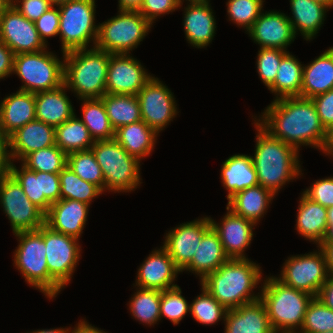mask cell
Here are the masks:
<instances>
[{
    "instance_id": "obj_1",
    "label": "cell",
    "mask_w": 333,
    "mask_h": 333,
    "mask_svg": "<svg viewBox=\"0 0 333 333\" xmlns=\"http://www.w3.org/2000/svg\"><path fill=\"white\" fill-rule=\"evenodd\" d=\"M254 119L273 137L300 151L309 146L327 151L330 134L322 126L312 99L286 97L273 100Z\"/></svg>"
},
{
    "instance_id": "obj_2",
    "label": "cell",
    "mask_w": 333,
    "mask_h": 333,
    "mask_svg": "<svg viewBox=\"0 0 333 333\" xmlns=\"http://www.w3.org/2000/svg\"><path fill=\"white\" fill-rule=\"evenodd\" d=\"M257 130L255 152L252 157L259 185L277 195L291 180L302 176L299 151L273 137L254 118Z\"/></svg>"
},
{
    "instance_id": "obj_3",
    "label": "cell",
    "mask_w": 333,
    "mask_h": 333,
    "mask_svg": "<svg viewBox=\"0 0 333 333\" xmlns=\"http://www.w3.org/2000/svg\"><path fill=\"white\" fill-rule=\"evenodd\" d=\"M259 264L250 259H229L216 271L207 274L200 284L227 310L260 299L254 289L262 280Z\"/></svg>"
},
{
    "instance_id": "obj_4",
    "label": "cell",
    "mask_w": 333,
    "mask_h": 333,
    "mask_svg": "<svg viewBox=\"0 0 333 333\" xmlns=\"http://www.w3.org/2000/svg\"><path fill=\"white\" fill-rule=\"evenodd\" d=\"M62 56L64 84L78 99L101 98L106 93L108 52L92 46Z\"/></svg>"
},
{
    "instance_id": "obj_5",
    "label": "cell",
    "mask_w": 333,
    "mask_h": 333,
    "mask_svg": "<svg viewBox=\"0 0 333 333\" xmlns=\"http://www.w3.org/2000/svg\"><path fill=\"white\" fill-rule=\"evenodd\" d=\"M260 291L270 324L275 333L300 331L313 296L285 285L275 276H266Z\"/></svg>"
},
{
    "instance_id": "obj_6",
    "label": "cell",
    "mask_w": 333,
    "mask_h": 333,
    "mask_svg": "<svg viewBox=\"0 0 333 333\" xmlns=\"http://www.w3.org/2000/svg\"><path fill=\"white\" fill-rule=\"evenodd\" d=\"M19 244L14 252V265L25 281L39 289L49 300L63 289L49 274L46 262V247L43 240V225L35 231L16 232Z\"/></svg>"
},
{
    "instance_id": "obj_7",
    "label": "cell",
    "mask_w": 333,
    "mask_h": 333,
    "mask_svg": "<svg viewBox=\"0 0 333 333\" xmlns=\"http://www.w3.org/2000/svg\"><path fill=\"white\" fill-rule=\"evenodd\" d=\"M105 180V192H131L141 185L140 163L115 139L94 141L90 148Z\"/></svg>"
},
{
    "instance_id": "obj_8",
    "label": "cell",
    "mask_w": 333,
    "mask_h": 333,
    "mask_svg": "<svg viewBox=\"0 0 333 333\" xmlns=\"http://www.w3.org/2000/svg\"><path fill=\"white\" fill-rule=\"evenodd\" d=\"M95 3V0H70L58 5L62 53L88 48L90 43L95 47L99 27L95 23Z\"/></svg>"
},
{
    "instance_id": "obj_9",
    "label": "cell",
    "mask_w": 333,
    "mask_h": 333,
    "mask_svg": "<svg viewBox=\"0 0 333 333\" xmlns=\"http://www.w3.org/2000/svg\"><path fill=\"white\" fill-rule=\"evenodd\" d=\"M152 24L137 11H118L99 23L95 47L109 54H131L151 30Z\"/></svg>"
},
{
    "instance_id": "obj_10",
    "label": "cell",
    "mask_w": 333,
    "mask_h": 333,
    "mask_svg": "<svg viewBox=\"0 0 333 333\" xmlns=\"http://www.w3.org/2000/svg\"><path fill=\"white\" fill-rule=\"evenodd\" d=\"M24 83L21 91L37 93L64 84V60L46 49L14 55L13 72Z\"/></svg>"
},
{
    "instance_id": "obj_11",
    "label": "cell",
    "mask_w": 333,
    "mask_h": 333,
    "mask_svg": "<svg viewBox=\"0 0 333 333\" xmlns=\"http://www.w3.org/2000/svg\"><path fill=\"white\" fill-rule=\"evenodd\" d=\"M0 206L10 220L13 233L38 230L45 223V214L24 193L9 173H0Z\"/></svg>"
},
{
    "instance_id": "obj_12",
    "label": "cell",
    "mask_w": 333,
    "mask_h": 333,
    "mask_svg": "<svg viewBox=\"0 0 333 333\" xmlns=\"http://www.w3.org/2000/svg\"><path fill=\"white\" fill-rule=\"evenodd\" d=\"M280 272L277 278L281 282L313 297L330 276L324 252L319 246L316 251L288 257Z\"/></svg>"
},
{
    "instance_id": "obj_13",
    "label": "cell",
    "mask_w": 333,
    "mask_h": 333,
    "mask_svg": "<svg viewBox=\"0 0 333 333\" xmlns=\"http://www.w3.org/2000/svg\"><path fill=\"white\" fill-rule=\"evenodd\" d=\"M43 240L46 247V262L50 276L65 288L81 257L79 239L61 234L43 224Z\"/></svg>"
},
{
    "instance_id": "obj_14",
    "label": "cell",
    "mask_w": 333,
    "mask_h": 333,
    "mask_svg": "<svg viewBox=\"0 0 333 333\" xmlns=\"http://www.w3.org/2000/svg\"><path fill=\"white\" fill-rule=\"evenodd\" d=\"M136 96L142 120L158 135L179 113L173 93L154 75Z\"/></svg>"
},
{
    "instance_id": "obj_15",
    "label": "cell",
    "mask_w": 333,
    "mask_h": 333,
    "mask_svg": "<svg viewBox=\"0 0 333 333\" xmlns=\"http://www.w3.org/2000/svg\"><path fill=\"white\" fill-rule=\"evenodd\" d=\"M211 227L210 217L205 216L177 225L166 233L162 247L181 273L191 263L198 244Z\"/></svg>"
},
{
    "instance_id": "obj_16",
    "label": "cell",
    "mask_w": 333,
    "mask_h": 333,
    "mask_svg": "<svg viewBox=\"0 0 333 333\" xmlns=\"http://www.w3.org/2000/svg\"><path fill=\"white\" fill-rule=\"evenodd\" d=\"M152 75L130 54H109L106 94L137 95Z\"/></svg>"
},
{
    "instance_id": "obj_17",
    "label": "cell",
    "mask_w": 333,
    "mask_h": 333,
    "mask_svg": "<svg viewBox=\"0 0 333 333\" xmlns=\"http://www.w3.org/2000/svg\"><path fill=\"white\" fill-rule=\"evenodd\" d=\"M0 39L14 55L48 48L40 38L34 22L20 14L12 5L0 17Z\"/></svg>"
},
{
    "instance_id": "obj_18",
    "label": "cell",
    "mask_w": 333,
    "mask_h": 333,
    "mask_svg": "<svg viewBox=\"0 0 333 333\" xmlns=\"http://www.w3.org/2000/svg\"><path fill=\"white\" fill-rule=\"evenodd\" d=\"M247 34L260 48H274L285 51L296 39L288 14L276 10L262 11L259 18L247 31Z\"/></svg>"
},
{
    "instance_id": "obj_19",
    "label": "cell",
    "mask_w": 333,
    "mask_h": 333,
    "mask_svg": "<svg viewBox=\"0 0 333 333\" xmlns=\"http://www.w3.org/2000/svg\"><path fill=\"white\" fill-rule=\"evenodd\" d=\"M227 213L217 223L210 217L211 226L218 233L224 251L229 259H247L245 250L249 247L256 224L236 215L226 206Z\"/></svg>"
},
{
    "instance_id": "obj_20",
    "label": "cell",
    "mask_w": 333,
    "mask_h": 333,
    "mask_svg": "<svg viewBox=\"0 0 333 333\" xmlns=\"http://www.w3.org/2000/svg\"><path fill=\"white\" fill-rule=\"evenodd\" d=\"M180 272L168 252L160 246L154 249L140 265L134 286L160 291L168 290L178 286L174 281Z\"/></svg>"
},
{
    "instance_id": "obj_21",
    "label": "cell",
    "mask_w": 333,
    "mask_h": 333,
    "mask_svg": "<svg viewBox=\"0 0 333 333\" xmlns=\"http://www.w3.org/2000/svg\"><path fill=\"white\" fill-rule=\"evenodd\" d=\"M90 205L72 200L60 199L51 204L45 214V224L52 230L80 240L85 228Z\"/></svg>"
},
{
    "instance_id": "obj_22",
    "label": "cell",
    "mask_w": 333,
    "mask_h": 333,
    "mask_svg": "<svg viewBox=\"0 0 333 333\" xmlns=\"http://www.w3.org/2000/svg\"><path fill=\"white\" fill-rule=\"evenodd\" d=\"M12 161L23 160L28 154L55 144V127L33 120L9 136Z\"/></svg>"
},
{
    "instance_id": "obj_23",
    "label": "cell",
    "mask_w": 333,
    "mask_h": 333,
    "mask_svg": "<svg viewBox=\"0 0 333 333\" xmlns=\"http://www.w3.org/2000/svg\"><path fill=\"white\" fill-rule=\"evenodd\" d=\"M224 323V333H275L260 299L227 310Z\"/></svg>"
},
{
    "instance_id": "obj_24",
    "label": "cell",
    "mask_w": 333,
    "mask_h": 333,
    "mask_svg": "<svg viewBox=\"0 0 333 333\" xmlns=\"http://www.w3.org/2000/svg\"><path fill=\"white\" fill-rule=\"evenodd\" d=\"M184 9L183 26L188 43L198 49L207 47L217 27L211 4H188Z\"/></svg>"
},
{
    "instance_id": "obj_25",
    "label": "cell",
    "mask_w": 333,
    "mask_h": 333,
    "mask_svg": "<svg viewBox=\"0 0 333 333\" xmlns=\"http://www.w3.org/2000/svg\"><path fill=\"white\" fill-rule=\"evenodd\" d=\"M65 84L35 93V116L48 125L57 127L75 115V109L66 94Z\"/></svg>"
},
{
    "instance_id": "obj_26",
    "label": "cell",
    "mask_w": 333,
    "mask_h": 333,
    "mask_svg": "<svg viewBox=\"0 0 333 333\" xmlns=\"http://www.w3.org/2000/svg\"><path fill=\"white\" fill-rule=\"evenodd\" d=\"M35 119V93L17 90L0 101V124L9 136Z\"/></svg>"
},
{
    "instance_id": "obj_27",
    "label": "cell",
    "mask_w": 333,
    "mask_h": 333,
    "mask_svg": "<svg viewBox=\"0 0 333 333\" xmlns=\"http://www.w3.org/2000/svg\"><path fill=\"white\" fill-rule=\"evenodd\" d=\"M220 173L223 187L228 191L227 200L237 192L259 185L251 155L235 154L229 156L223 162Z\"/></svg>"
},
{
    "instance_id": "obj_28",
    "label": "cell",
    "mask_w": 333,
    "mask_h": 333,
    "mask_svg": "<svg viewBox=\"0 0 333 333\" xmlns=\"http://www.w3.org/2000/svg\"><path fill=\"white\" fill-rule=\"evenodd\" d=\"M333 89V47L303 65L301 97L312 99Z\"/></svg>"
},
{
    "instance_id": "obj_29",
    "label": "cell",
    "mask_w": 333,
    "mask_h": 333,
    "mask_svg": "<svg viewBox=\"0 0 333 333\" xmlns=\"http://www.w3.org/2000/svg\"><path fill=\"white\" fill-rule=\"evenodd\" d=\"M229 257L226 255L218 233L211 227L202 237L191 263L183 270L197 274L200 281L216 271Z\"/></svg>"
},
{
    "instance_id": "obj_30",
    "label": "cell",
    "mask_w": 333,
    "mask_h": 333,
    "mask_svg": "<svg viewBox=\"0 0 333 333\" xmlns=\"http://www.w3.org/2000/svg\"><path fill=\"white\" fill-rule=\"evenodd\" d=\"M293 16L289 17L295 35L298 31L306 41H310L318 34L326 19L329 7L312 0H289Z\"/></svg>"
},
{
    "instance_id": "obj_31",
    "label": "cell",
    "mask_w": 333,
    "mask_h": 333,
    "mask_svg": "<svg viewBox=\"0 0 333 333\" xmlns=\"http://www.w3.org/2000/svg\"><path fill=\"white\" fill-rule=\"evenodd\" d=\"M328 229L327 208L311 201L303 193L299 199L296 231L317 247L322 243Z\"/></svg>"
},
{
    "instance_id": "obj_32",
    "label": "cell",
    "mask_w": 333,
    "mask_h": 333,
    "mask_svg": "<svg viewBox=\"0 0 333 333\" xmlns=\"http://www.w3.org/2000/svg\"><path fill=\"white\" fill-rule=\"evenodd\" d=\"M275 196L270 190L257 185L237 192L228 200L227 207L257 225Z\"/></svg>"
},
{
    "instance_id": "obj_33",
    "label": "cell",
    "mask_w": 333,
    "mask_h": 333,
    "mask_svg": "<svg viewBox=\"0 0 333 333\" xmlns=\"http://www.w3.org/2000/svg\"><path fill=\"white\" fill-rule=\"evenodd\" d=\"M158 134L143 120L127 124L115 130V140L138 160L150 156L157 143Z\"/></svg>"
},
{
    "instance_id": "obj_34",
    "label": "cell",
    "mask_w": 333,
    "mask_h": 333,
    "mask_svg": "<svg viewBox=\"0 0 333 333\" xmlns=\"http://www.w3.org/2000/svg\"><path fill=\"white\" fill-rule=\"evenodd\" d=\"M291 53H287L280 62L274 83L268 88L276 97H301L303 66Z\"/></svg>"
},
{
    "instance_id": "obj_35",
    "label": "cell",
    "mask_w": 333,
    "mask_h": 333,
    "mask_svg": "<svg viewBox=\"0 0 333 333\" xmlns=\"http://www.w3.org/2000/svg\"><path fill=\"white\" fill-rule=\"evenodd\" d=\"M100 99L114 130L142 120L140 103L136 95L105 93Z\"/></svg>"
},
{
    "instance_id": "obj_36",
    "label": "cell",
    "mask_w": 333,
    "mask_h": 333,
    "mask_svg": "<svg viewBox=\"0 0 333 333\" xmlns=\"http://www.w3.org/2000/svg\"><path fill=\"white\" fill-rule=\"evenodd\" d=\"M55 144L68 155L72 152L89 150L94 140L81 118L75 114L55 127Z\"/></svg>"
},
{
    "instance_id": "obj_37",
    "label": "cell",
    "mask_w": 333,
    "mask_h": 333,
    "mask_svg": "<svg viewBox=\"0 0 333 333\" xmlns=\"http://www.w3.org/2000/svg\"><path fill=\"white\" fill-rule=\"evenodd\" d=\"M79 100L83 101L81 121L87 127L91 138L94 141L114 139L115 130L110 124L103 101L100 98Z\"/></svg>"
},
{
    "instance_id": "obj_38",
    "label": "cell",
    "mask_w": 333,
    "mask_h": 333,
    "mask_svg": "<svg viewBox=\"0 0 333 333\" xmlns=\"http://www.w3.org/2000/svg\"><path fill=\"white\" fill-rule=\"evenodd\" d=\"M136 292L129 301L130 314L143 325H155L161 320V291L135 286ZM145 323V324H144Z\"/></svg>"
},
{
    "instance_id": "obj_39",
    "label": "cell",
    "mask_w": 333,
    "mask_h": 333,
    "mask_svg": "<svg viewBox=\"0 0 333 333\" xmlns=\"http://www.w3.org/2000/svg\"><path fill=\"white\" fill-rule=\"evenodd\" d=\"M59 179L61 199L78 200L90 205L94 198L103 194L98 186L83 180L68 166L59 173Z\"/></svg>"
},
{
    "instance_id": "obj_40",
    "label": "cell",
    "mask_w": 333,
    "mask_h": 333,
    "mask_svg": "<svg viewBox=\"0 0 333 333\" xmlns=\"http://www.w3.org/2000/svg\"><path fill=\"white\" fill-rule=\"evenodd\" d=\"M20 162L32 171L60 173L67 166V154L53 145L28 154Z\"/></svg>"
},
{
    "instance_id": "obj_41",
    "label": "cell",
    "mask_w": 333,
    "mask_h": 333,
    "mask_svg": "<svg viewBox=\"0 0 333 333\" xmlns=\"http://www.w3.org/2000/svg\"><path fill=\"white\" fill-rule=\"evenodd\" d=\"M67 166L80 178L95 184L105 192V180L101 167L91 149L69 153Z\"/></svg>"
},
{
    "instance_id": "obj_42",
    "label": "cell",
    "mask_w": 333,
    "mask_h": 333,
    "mask_svg": "<svg viewBox=\"0 0 333 333\" xmlns=\"http://www.w3.org/2000/svg\"><path fill=\"white\" fill-rule=\"evenodd\" d=\"M202 293L190 303V314L203 325H214L225 320L227 309L220 304L203 286Z\"/></svg>"
},
{
    "instance_id": "obj_43",
    "label": "cell",
    "mask_w": 333,
    "mask_h": 333,
    "mask_svg": "<svg viewBox=\"0 0 333 333\" xmlns=\"http://www.w3.org/2000/svg\"><path fill=\"white\" fill-rule=\"evenodd\" d=\"M13 163L12 161L8 172L21 185L29 200L46 214L52 203L45 196H40L39 171H32L23 164L19 170Z\"/></svg>"
},
{
    "instance_id": "obj_44",
    "label": "cell",
    "mask_w": 333,
    "mask_h": 333,
    "mask_svg": "<svg viewBox=\"0 0 333 333\" xmlns=\"http://www.w3.org/2000/svg\"><path fill=\"white\" fill-rule=\"evenodd\" d=\"M333 331V310L313 297L307 306L305 318L297 333H323Z\"/></svg>"
},
{
    "instance_id": "obj_45",
    "label": "cell",
    "mask_w": 333,
    "mask_h": 333,
    "mask_svg": "<svg viewBox=\"0 0 333 333\" xmlns=\"http://www.w3.org/2000/svg\"><path fill=\"white\" fill-rule=\"evenodd\" d=\"M264 0H227V15L238 27L247 32L264 10Z\"/></svg>"
},
{
    "instance_id": "obj_46",
    "label": "cell",
    "mask_w": 333,
    "mask_h": 333,
    "mask_svg": "<svg viewBox=\"0 0 333 333\" xmlns=\"http://www.w3.org/2000/svg\"><path fill=\"white\" fill-rule=\"evenodd\" d=\"M188 312H190V304L182 296L179 286L161 291V319L164 316V318L169 319L174 325H177Z\"/></svg>"
},
{
    "instance_id": "obj_47",
    "label": "cell",
    "mask_w": 333,
    "mask_h": 333,
    "mask_svg": "<svg viewBox=\"0 0 333 333\" xmlns=\"http://www.w3.org/2000/svg\"><path fill=\"white\" fill-rule=\"evenodd\" d=\"M288 52L274 48H260L258 50L256 59L257 72L267 88L274 83L281 59Z\"/></svg>"
},
{
    "instance_id": "obj_48",
    "label": "cell",
    "mask_w": 333,
    "mask_h": 333,
    "mask_svg": "<svg viewBox=\"0 0 333 333\" xmlns=\"http://www.w3.org/2000/svg\"><path fill=\"white\" fill-rule=\"evenodd\" d=\"M303 194L325 208L333 206V176L318 179L311 184Z\"/></svg>"
},
{
    "instance_id": "obj_49",
    "label": "cell",
    "mask_w": 333,
    "mask_h": 333,
    "mask_svg": "<svg viewBox=\"0 0 333 333\" xmlns=\"http://www.w3.org/2000/svg\"><path fill=\"white\" fill-rule=\"evenodd\" d=\"M60 12L58 6L50 7L36 21H34L40 38L48 45L47 38L55 37L59 34Z\"/></svg>"
},
{
    "instance_id": "obj_50",
    "label": "cell",
    "mask_w": 333,
    "mask_h": 333,
    "mask_svg": "<svg viewBox=\"0 0 333 333\" xmlns=\"http://www.w3.org/2000/svg\"><path fill=\"white\" fill-rule=\"evenodd\" d=\"M181 8L178 0H143L139 12L153 25L155 19Z\"/></svg>"
},
{
    "instance_id": "obj_51",
    "label": "cell",
    "mask_w": 333,
    "mask_h": 333,
    "mask_svg": "<svg viewBox=\"0 0 333 333\" xmlns=\"http://www.w3.org/2000/svg\"><path fill=\"white\" fill-rule=\"evenodd\" d=\"M320 122L330 134L333 132V89L312 98Z\"/></svg>"
},
{
    "instance_id": "obj_52",
    "label": "cell",
    "mask_w": 333,
    "mask_h": 333,
    "mask_svg": "<svg viewBox=\"0 0 333 333\" xmlns=\"http://www.w3.org/2000/svg\"><path fill=\"white\" fill-rule=\"evenodd\" d=\"M12 6L30 21H36L53 5L49 0H12Z\"/></svg>"
},
{
    "instance_id": "obj_53",
    "label": "cell",
    "mask_w": 333,
    "mask_h": 333,
    "mask_svg": "<svg viewBox=\"0 0 333 333\" xmlns=\"http://www.w3.org/2000/svg\"><path fill=\"white\" fill-rule=\"evenodd\" d=\"M40 196H45L52 204L61 199L59 173L39 171Z\"/></svg>"
},
{
    "instance_id": "obj_54",
    "label": "cell",
    "mask_w": 333,
    "mask_h": 333,
    "mask_svg": "<svg viewBox=\"0 0 333 333\" xmlns=\"http://www.w3.org/2000/svg\"><path fill=\"white\" fill-rule=\"evenodd\" d=\"M13 51L0 39V80L13 73Z\"/></svg>"
},
{
    "instance_id": "obj_55",
    "label": "cell",
    "mask_w": 333,
    "mask_h": 333,
    "mask_svg": "<svg viewBox=\"0 0 333 333\" xmlns=\"http://www.w3.org/2000/svg\"><path fill=\"white\" fill-rule=\"evenodd\" d=\"M11 164L9 135L0 124V173L8 172Z\"/></svg>"
},
{
    "instance_id": "obj_56",
    "label": "cell",
    "mask_w": 333,
    "mask_h": 333,
    "mask_svg": "<svg viewBox=\"0 0 333 333\" xmlns=\"http://www.w3.org/2000/svg\"><path fill=\"white\" fill-rule=\"evenodd\" d=\"M326 307L333 310V275H330L327 281L320 288L317 296Z\"/></svg>"
},
{
    "instance_id": "obj_57",
    "label": "cell",
    "mask_w": 333,
    "mask_h": 333,
    "mask_svg": "<svg viewBox=\"0 0 333 333\" xmlns=\"http://www.w3.org/2000/svg\"><path fill=\"white\" fill-rule=\"evenodd\" d=\"M81 319L78 324L75 325V327L71 330L70 333H107L95 326H92V324H89L86 319Z\"/></svg>"
},
{
    "instance_id": "obj_58",
    "label": "cell",
    "mask_w": 333,
    "mask_h": 333,
    "mask_svg": "<svg viewBox=\"0 0 333 333\" xmlns=\"http://www.w3.org/2000/svg\"><path fill=\"white\" fill-rule=\"evenodd\" d=\"M319 248L324 252L329 274L333 275V243H321Z\"/></svg>"
},
{
    "instance_id": "obj_59",
    "label": "cell",
    "mask_w": 333,
    "mask_h": 333,
    "mask_svg": "<svg viewBox=\"0 0 333 333\" xmlns=\"http://www.w3.org/2000/svg\"><path fill=\"white\" fill-rule=\"evenodd\" d=\"M118 10L139 12L143 0H118Z\"/></svg>"
},
{
    "instance_id": "obj_60",
    "label": "cell",
    "mask_w": 333,
    "mask_h": 333,
    "mask_svg": "<svg viewBox=\"0 0 333 333\" xmlns=\"http://www.w3.org/2000/svg\"><path fill=\"white\" fill-rule=\"evenodd\" d=\"M71 327L69 328H63V327H60V328H53V329H42V330H36V331H33V332H29V333H70L71 332ZM28 333V332H27Z\"/></svg>"
},
{
    "instance_id": "obj_61",
    "label": "cell",
    "mask_w": 333,
    "mask_h": 333,
    "mask_svg": "<svg viewBox=\"0 0 333 333\" xmlns=\"http://www.w3.org/2000/svg\"><path fill=\"white\" fill-rule=\"evenodd\" d=\"M322 243H333V224H328V229Z\"/></svg>"
},
{
    "instance_id": "obj_62",
    "label": "cell",
    "mask_w": 333,
    "mask_h": 333,
    "mask_svg": "<svg viewBox=\"0 0 333 333\" xmlns=\"http://www.w3.org/2000/svg\"><path fill=\"white\" fill-rule=\"evenodd\" d=\"M12 5V0H0V17Z\"/></svg>"
},
{
    "instance_id": "obj_63",
    "label": "cell",
    "mask_w": 333,
    "mask_h": 333,
    "mask_svg": "<svg viewBox=\"0 0 333 333\" xmlns=\"http://www.w3.org/2000/svg\"><path fill=\"white\" fill-rule=\"evenodd\" d=\"M188 1L187 4H209L210 0H185ZM179 5L182 6L184 0H178Z\"/></svg>"
},
{
    "instance_id": "obj_64",
    "label": "cell",
    "mask_w": 333,
    "mask_h": 333,
    "mask_svg": "<svg viewBox=\"0 0 333 333\" xmlns=\"http://www.w3.org/2000/svg\"><path fill=\"white\" fill-rule=\"evenodd\" d=\"M326 155H329V156H333V132L330 133V141H329V145H328V148H327V151L325 152Z\"/></svg>"
},
{
    "instance_id": "obj_65",
    "label": "cell",
    "mask_w": 333,
    "mask_h": 333,
    "mask_svg": "<svg viewBox=\"0 0 333 333\" xmlns=\"http://www.w3.org/2000/svg\"><path fill=\"white\" fill-rule=\"evenodd\" d=\"M327 223L333 224V206L327 208Z\"/></svg>"
},
{
    "instance_id": "obj_66",
    "label": "cell",
    "mask_w": 333,
    "mask_h": 333,
    "mask_svg": "<svg viewBox=\"0 0 333 333\" xmlns=\"http://www.w3.org/2000/svg\"><path fill=\"white\" fill-rule=\"evenodd\" d=\"M312 1L319 2V3H321V4H325V5H327L330 9L333 8V0H312Z\"/></svg>"
},
{
    "instance_id": "obj_67",
    "label": "cell",
    "mask_w": 333,
    "mask_h": 333,
    "mask_svg": "<svg viewBox=\"0 0 333 333\" xmlns=\"http://www.w3.org/2000/svg\"><path fill=\"white\" fill-rule=\"evenodd\" d=\"M49 1L53 6H58L60 4H63L64 2H68L70 0H49Z\"/></svg>"
}]
</instances>
